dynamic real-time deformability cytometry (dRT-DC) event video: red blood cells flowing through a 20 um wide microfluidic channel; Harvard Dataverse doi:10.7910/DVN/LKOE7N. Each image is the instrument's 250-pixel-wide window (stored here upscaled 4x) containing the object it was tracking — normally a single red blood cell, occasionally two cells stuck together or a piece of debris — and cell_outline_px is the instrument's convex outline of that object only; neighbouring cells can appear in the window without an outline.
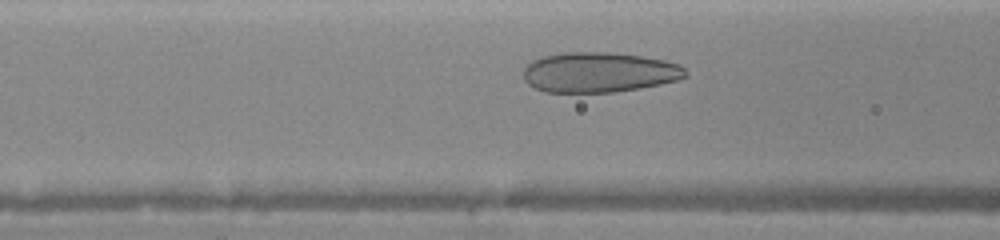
{"species": "human", "species_latin": "Homo sapiens", "temperature_condition": "warm", "stored_images_in_passage": 33, "camera_frame_rate_fps": 3000, "um_per_image_px": 0.085, "donor": {"sex": "female"}, "frame": {"image": 1, "passage_image": 10, "time_ms": 2.333, "image_size_px": [1000, 240], "cell_outline_px": [[688, 76], [676, 80], [660, 84], [640, 88], [616, 92], [544, 92], [528, 84], [524, 80], [524, 68], [532, 60], [544, 56], [564, 52], [608, 52], [640, 56], [664, 60], [680, 64], [688, 72]], "centroid_in_image_um": [50.93, 6.15], "position_along_channel_um": 115.7, "area_um2": 37.97}}
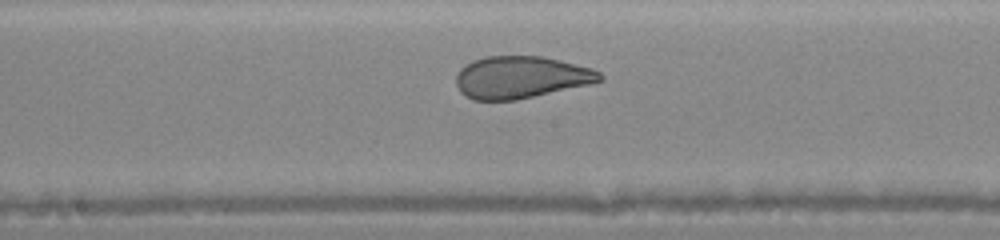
{"frame": {"image": 2, "passage_image": 19, "time_ms": 4.333, "image_size_px": [1000, 240], "cell_outline_px": [[604, 80], [588, 84], [516, 100], [472, 100], [460, 92], [456, 84], [456, 76], [460, 68], [472, 60], [484, 56], [544, 56], [592, 68], [600, 72], [604, 76]], "centroid_in_image_um": [44.26, 6.56], "position_along_channel_um": 203.9, "area_um2": 35.37}}
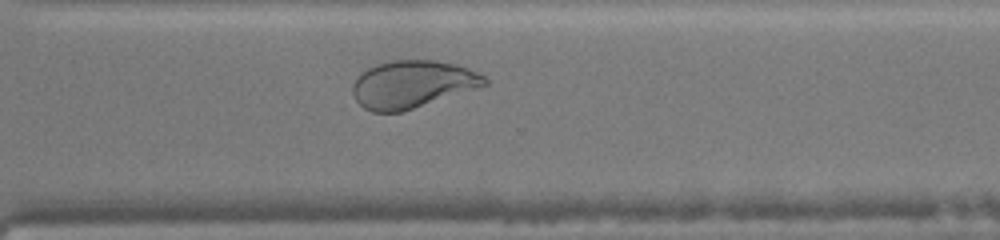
{"frame": {"image": 3, "passage_image": 31, "time_ms": 7.333, "image_size_px": [1000, 240], "cell_outline_px": [[488, 84], [484, 88], [400, 112], [372, 112], [364, 108], [356, 100], [352, 92], [352, 84], [356, 76], [360, 72], [376, 64], [392, 60], [436, 60], [456, 64], [468, 68], [484, 76], [488, 80]], "centroid_in_image_um": [35.08, 7.16], "position_along_channel_um": 335.5, "area_um2": 37.17}}